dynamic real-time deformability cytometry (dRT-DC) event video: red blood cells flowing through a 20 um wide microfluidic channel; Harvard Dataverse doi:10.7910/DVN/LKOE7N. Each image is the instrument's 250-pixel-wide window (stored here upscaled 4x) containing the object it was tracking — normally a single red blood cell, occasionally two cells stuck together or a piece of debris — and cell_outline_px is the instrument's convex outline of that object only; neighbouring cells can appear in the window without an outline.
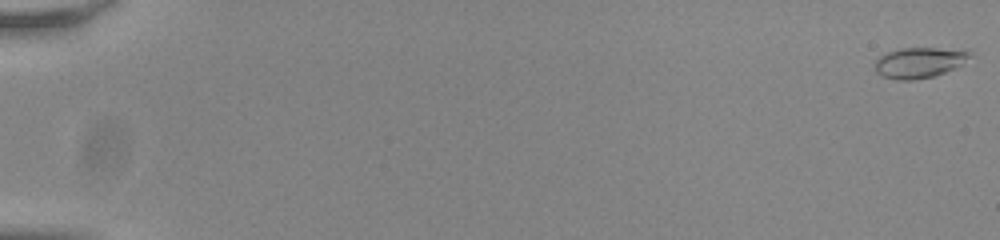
{"species": "common noctule bat (a hibernating species)", "species_latin": "Nyctalus noctula", "temperature_condition": "room temperature", "stored_images_in_passage": 56, "camera_frame_rate_fps": 3000, "um_per_image_px": 0.085, "animal": {"sex": "male", "body_mass_g": 20.0, "forearm_length_mm": 53.3}, "frame": {"image": 1, "passage_image": 1, "time_ms": 0.0, "image_size_px": [1000, 240], "cell_outline_px": [[968, 56], [960, 64], [944, 72], [932, 76], [912, 80], [896, 80], [884, 76], [876, 72], [876, 60], [880, 56], [888, 52], [900, 48], [936, 48], [968, 52]], "centroid_in_image_um": [78.02, 5.33], "position_along_channel_um": 7.0, "area_um2": 16.13}}
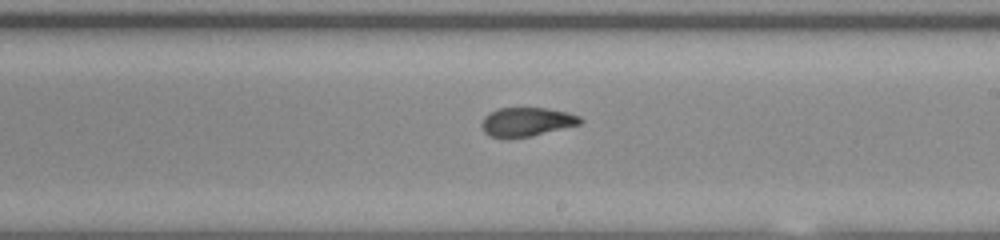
{"frame": {"image": 2, "passage_image": 35, "time_ms": 11.333, "image_size_px": [1000, 240], "cell_outline_px": [[584, 120], [580, 124], [532, 136], [488, 136], [484, 132], [480, 124], [484, 116], [488, 112], [496, 108], [544, 108], [568, 112], [580, 116]], "centroid_in_image_um": [44.76, 10.33], "position_along_channel_um": 244.2, "area_um2": 16.47}}
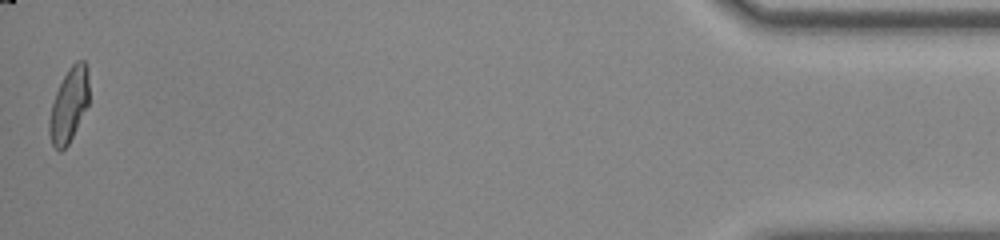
{"frame": {"image": 3, "passage_image": 56, "time_ms": 18.333, "image_size_px": [1000, 240], "cell_outline_px": [[88, 104], [68, 144], [60, 152], [52, 144], [48, 132], [48, 120], [52, 104], [56, 92], [68, 68], [76, 60], [84, 60], [88, 68]], "centroid_in_image_um": [5.85, 8.91], "position_along_channel_um": 429.4, "area_um2": 16.99}, "authors_computed_cell_mechanics": {"area_um2": 17.1666, "velocity_mm_per_s": 3.8133, "shape_relaxation_time_tau1_ms": null, "shape_relaxation_time_tau2_ms": 1.2974, "deformation_change_tau1": null, "deformation_change_tau2": 0.069}}